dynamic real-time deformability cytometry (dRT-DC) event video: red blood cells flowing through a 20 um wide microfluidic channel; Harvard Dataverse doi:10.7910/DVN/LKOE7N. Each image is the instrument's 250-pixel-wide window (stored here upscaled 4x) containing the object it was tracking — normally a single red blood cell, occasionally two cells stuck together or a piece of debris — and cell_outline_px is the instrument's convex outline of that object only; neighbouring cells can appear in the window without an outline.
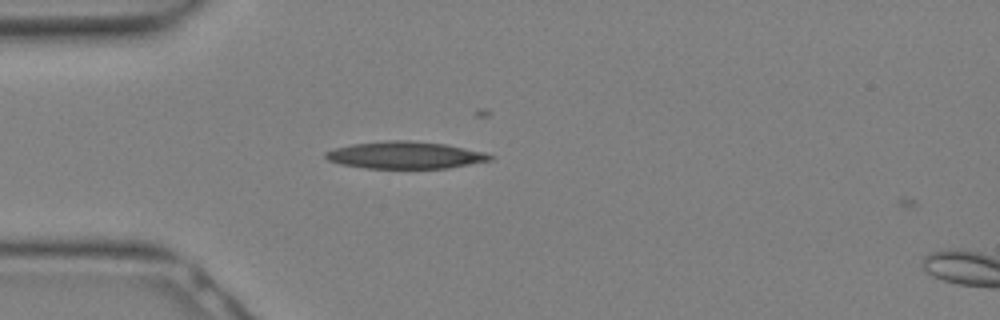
{"species": "Egyptian fruit bat (a non-hibernating species)", "species_latin": "Rousettus aegyptiacus", "temperature_condition": "warm", "stored_images_in_passage": 23, "camera_frame_rate_fps": 3000, "um_per_image_px": 0.085, "animal": {"sex": "female"}, "frame": {"image": 1, "passage_image": 2, "time_ms": 0.333, "image_size_px": [1000, 320], "cell_outline_px": [[496, 156], [492, 160], [448, 168], [364, 168], [340, 164], [328, 160], [324, 156], [324, 152], [332, 148], [352, 144], [384, 140], [408, 140], [448, 144], [484, 152]], "centroid_in_image_um": [34.43, 13.18], "position_along_channel_um": 50.6, "area_um2": 26.3}}
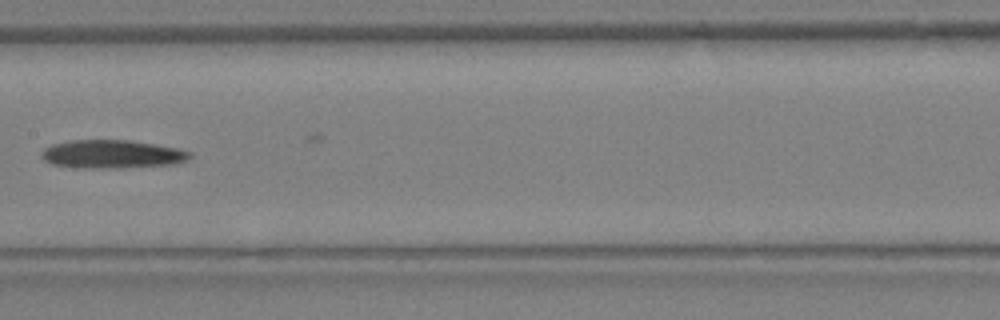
{"frame": {"image": 2, "passage_image": 9, "time_ms": 2.667, "image_size_px": [1000, 320], "cell_outline_px": [[192, 156], [188, 160], [172, 164], [120, 168], [84, 168], [52, 164], [44, 160], [40, 156], [40, 152], [44, 148], [52, 144], [68, 140], [128, 140], [176, 148], [192, 152]], "centroid_in_image_um": [9.49, 13.1], "position_along_channel_um": 197.9, "area_um2": 24.51}}
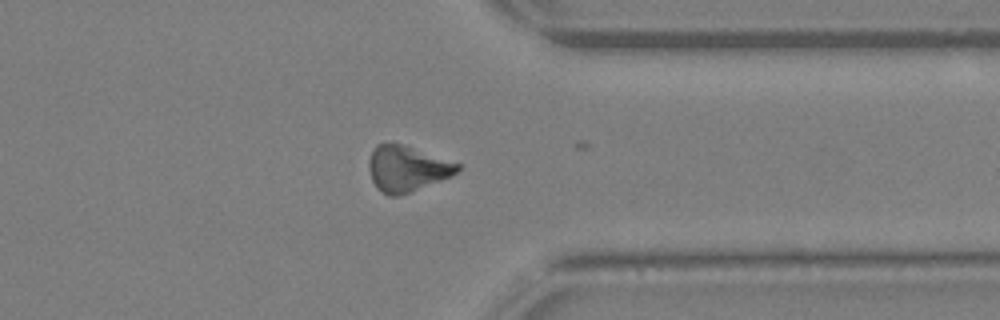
{"frame": {"image": 3, "passage_image": 17, "time_ms": 5.333, "image_size_px": [1000, 320], "cell_outline_px": [[460, 168], [452, 176], [408, 192], [396, 196], [388, 196], [376, 188], [372, 180], [368, 168], [368, 160], [376, 144], [400, 144], [460, 164]], "centroid_in_image_um": [34.54, 14.35], "position_along_channel_um": 376.9, "area_um2": 23.06}}